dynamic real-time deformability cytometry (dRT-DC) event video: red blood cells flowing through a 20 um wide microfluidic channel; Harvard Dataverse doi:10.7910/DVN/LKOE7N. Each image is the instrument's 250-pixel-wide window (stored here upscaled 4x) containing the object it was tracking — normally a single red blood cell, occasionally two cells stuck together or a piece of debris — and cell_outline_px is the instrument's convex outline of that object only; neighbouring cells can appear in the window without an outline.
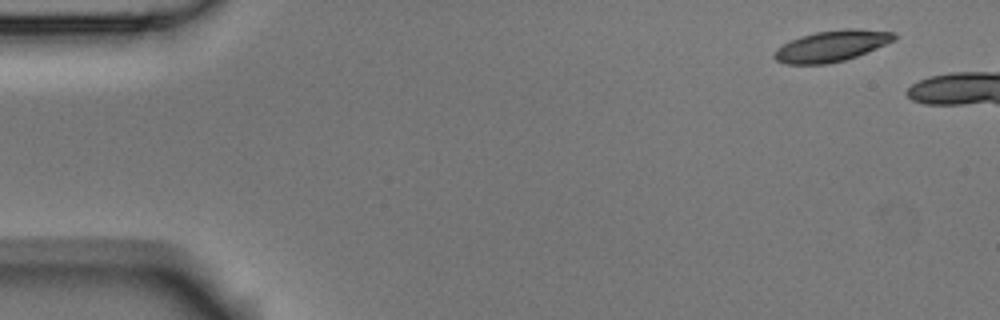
{"species": "Egyptian fruit bat (a non-hibernating species)", "species_latin": "Rousettus aegyptiacus", "temperature_condition": "room temperature", "stored_images_in_passage": 5, "camera_frame_rate_fps": 3000, "um_per_image_px": 0.085, "animal": {"sex": "male"}, "frame": {"image": 1, "passage_image": 1, "time_ms": 0.0, "image_size_px": [1000, 320], "cell_outline_px": [[896, 40], [856, 56], [844, 60], [828, 64], [784, 64], [776, 60], [772, 56], [776, 48], [800, 36], [816, 32], [844, 28], [852, 28], [896, 32]], "centroid_in_image_um": [70.68, 3.9], "position_along_channel_um": 14.3, "area_um2": 21.73}}
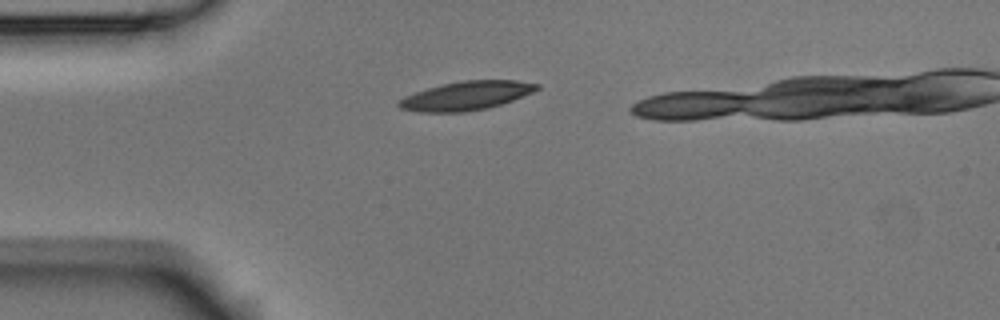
{"frame": {"image": 2, "passage_image": 3, "time_ms": 0.667, "image_size_px": [1000, 320], "cell_outline_px": [[540, 88], [532, 92], [512, 100], [500, 104], [484, 108], [464, 112], [420, 112], [400, 108], [396, 104], [396, 100], [404, 96], [428, 88], [444, 84], [464, 80], [516, 80], [540, 84]], "centroid_in_image_um": [39.6, 8.13], "position_along_channel_um": 45.4, "area_um2": 22.95}}